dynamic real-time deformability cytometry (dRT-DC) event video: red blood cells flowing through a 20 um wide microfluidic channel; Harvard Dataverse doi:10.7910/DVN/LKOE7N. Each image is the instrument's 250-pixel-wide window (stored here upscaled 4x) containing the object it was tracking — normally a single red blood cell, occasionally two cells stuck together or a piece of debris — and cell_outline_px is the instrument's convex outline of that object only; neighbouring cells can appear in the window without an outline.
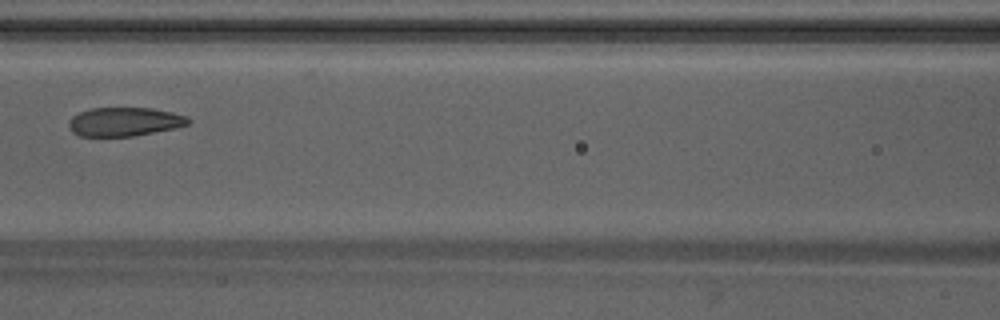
{"species": "Egyptian fruit bat (a non-hibernating species)", "species_latin": "Rousettus aegyptiacus", "temperature_condition": "warm", "stored_images_in_passage": 6, "camera_frame_rate_fps": 3000, "um_per_image_px": 0.085, "animal": {"sex": "male"}, "frame": {"image": 1, "passage_image": 6, "time_ms": 1.667, "image_size_px": [1000, 320], "cell_outline_px": [[192, 120], [188, 124], [176, 128], [132, 136], [80, 136], [72, 132], [68, 124], [68, 120], [72, 116], [80, 112], [92, 108], [152, 108], [172, 112], [188, 116]], "centroid_in_image_um": [10.59, 10.34], "position_along_channel_um": 156.0, "area_um2": 20.11}}